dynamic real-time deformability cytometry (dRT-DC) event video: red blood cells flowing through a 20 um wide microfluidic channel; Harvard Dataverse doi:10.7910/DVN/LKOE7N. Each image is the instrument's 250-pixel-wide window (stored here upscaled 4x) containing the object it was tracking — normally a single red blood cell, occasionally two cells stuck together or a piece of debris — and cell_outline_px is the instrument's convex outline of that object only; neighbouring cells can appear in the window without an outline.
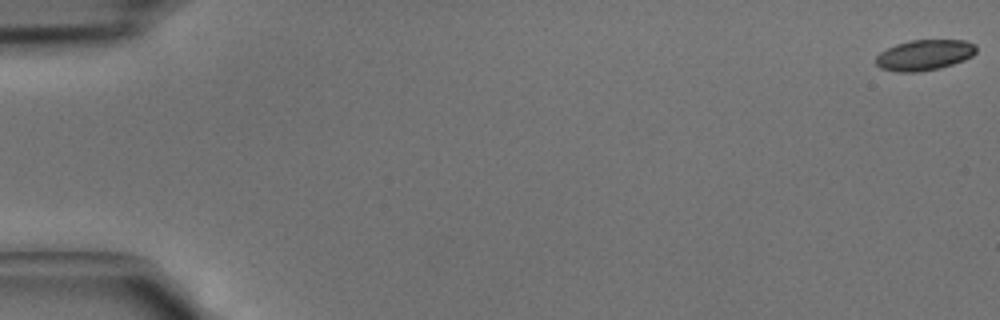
{"species": "common noctule bat (a hibernating species)", "species_latin": "Nyctalus noctula", "temperature_condition": "cold", "stored_images_in_passage": 4, "camera_frame_rate_fps": 3000, "um_per_image_px": 0.085, "animal": {"sex": "male", "body_mass_g": 15.6}, "frame": {"image": 1, "passage_image": 1, "time_ms": 0.0, "image_size_px": [1000, 320], "cell_outline_px": [[976, 52], [972, 56], [964, 60], [940, 68], [920, 72], [896, 72], [880, 68], [876, 64], [876, 56], [880, 52], [896, 44], [908, 40], [964, 40], [976, 44]], "centroid_in_image_um": [78.57, 4.68], "position_along_channel_um": 6.4, "area_um2": 18.03}}